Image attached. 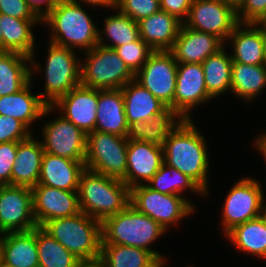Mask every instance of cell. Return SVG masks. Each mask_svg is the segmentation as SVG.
I'll list each match as a JSON object with an SVG mask.
<instances>
[{
  "label": "cell",
  "instance_id": "36",
  "mask_svg": "<svg viewBox=\"0 0 266 267\" xmlns=\"http://www.w3.org/2000/svg\"><path fill=\"white\" fill-rule=\"evenodd\" d=\"M117 12L105 18L104 30H98L99 45L114 49L140 38L138 22L119 10ZM102 34H104L105 38L111 40L110 44L105 42Z\"/></svg>",
  "mask_w": 266,
  "mask_h": 267
},
{
  "label": "cell",
  "instance_id": "15",
  "mask_svg": "<svg viewBox=\"0 0 266 267\" xmlns=\"http://www.w3.org/2000/svg\"><path fill=\"white\" fill-rule=\"evenodd\" d=\"M213 99L207 92L201 63H178L173 109L186 120L191 110ZM207 101V102H206Z\"/></svg>",
  "mask_w": 266,
  "mask_h": 267
},
{
  "label": "cell",
  "instance_id": "5",
  "mask_svg": "<svg viewBox=\"0 0 266 267\" xmlns=\"http://www.w3.org/2000/svg\"><path fill=\"white\" fill-rule=\"evenodd\" d=\"M42 228L83 263H98L101 255L102 222L84 214L47 221Z\"/></svg>",
  "mask_w": 266,
  "mask_h": 267
},
{
  "label": "cell",
  "instance_id": "17",
  "mask_svg": "<svg viewBox=\"0 0 266 267\" xmlns=\"http://www.w3.org/2000/svg\"><path fill=\"white\" fill-rule=\"evenodd\" d=\"M98 89L79 85L60 97L52 107L85 134L95 131Z\"/></svg>",
  "mask_w": 266,
  "mask_h": 267
},
{
  "label": "cell",
  "instance_id": "49",
  "mask_svg": "<svg viewBox=\"0 0 266 267\" xmlns=\"http://www.w3.org/2000/svg\"><path fill=\"white\" fill-rule=\"evenodd\" d=\"M256 24L260 28H266V13L261 17V19Z\"/></svg>",
  "mask_w": 266,
  "mask_h": 267
},
{
  "label": "cell",
  "instance_id": "4",
  "mask_svg": "<svg viewBox=\"0 0 266 267\" xmlns=\"http://www.w3.org/2000/svg\"><path fill=\"white\" fill-rule=\"evenodd\" d=\"M165 232L166 229L158 222L129 204L123 211L102 222V244H119L148 250L161 263H166L167 258L163 254L150 248Z\"/></svg>",
  "mask_w": 266,
  "mask_h": 267
},
{
  "label": "cell",
  "instance_id": "14",
  "mask_svg": "<svg viewBox=\"0 0 266 267\" xmlns=\"http://www.w3.org/2000/svg\"><path fill=\"white\" fill-rule=\"evenodd\" d=\"M44 152L72 159L85 161L87 134L62 115L47 122L42 128Z\"/></svg>",
  "mask_w": 266,
  "mask_h": 267
},
{
  "label": "cell",
  "instance_id": "42",
  "mask_svg": "<svg viewBox=\"0 0 266 267\" xmlns=\"http://www.w3.org/2000/svg\"><path fill=\"white\" fill-rule=\"evenodd\" d=\"M266 13V0H239L236 15L240 23H257Z\"/></svg>",
  "mask_w": 266,
  "mask_h": 267
},
{
  "label": "cell",
  "instance_id": "40",
  "mask_svg": "<svg viewBox=\"0 0 266 267\" xmlns=\"http://www.w3.org/2000/svg\"><path fill=\"white\" fill-rule=\"evenodd\" d=\"M31 132L19 120L0 115V143L20 142L33 134Z\"/></svg>",
  "mask_w": 266,
  "mask_h": 267
},
{
  "label": "cell",
  "instance_id": "11",
  "mask_svg": "<svg viewBox=\"0 0 266 267\" xmlns=\"http://www.w3.org/2000/svg\"><path fill=\"white\" fill-rule=\"evenodd\" d=\"M178 63L169 50L154 51L134 80L166 106L173 108Z\"/></svg>",
  "mask_w": 266,
  "mask_h": 267
},
{
  "label": "cell",
  "instance_id": "7",
  "mask_svg": "<svg viewBox=\"0 0 266 267\" xmlns=\"http://www.w3.org/2000/svg\"><path fill=\"white\" fill-rule=\"evenodd\" d=\"M45 72V91L40 92L41 99L53 105L60 97L81 84V58L75 50L49 42Z\"/></svg>",
  "mask_w": 266,
  "mask_h": 267
},
{
  "label": "cell",
  "instance_id": "22",
  "mask_svg": "<svg viewBox=\"0 0 266 267\" xmlns=\"http://www.w3.org/2000/svg\"><path fill=\"white\" fill-rule=\"evenodd\" d=\"M42 24V20H22L8 15L0 16V26L3 35V51L17 52L30 57L31 78L40 69L39 63L34 61L35 37L32 28L35 24ZM37 70V71H36ZM35 71V72H34Z\"/></svg>",
  "mask_w": 266,
  "mask_h": 267
},
{
  "label": "cell",
  "instance_id": "43",
  "mask_svg": "<svg viewBox=\"0 0 266 267\" xmlns=\"http://www.w3.org/2000/svg\"><path fill=\"white\" fill-rule=\"evenodd\" d=\"M0 13L22 20H41L26 0H0Z\"/></svg>",
  "mask_w": 266,
  "mask_h": 267
},
{
  "label": "cell",
  "instance_id": "39",
  "mask_svg": "<svg viewBox=\"0 0 266 267\" xmlns=\"http://www.w3.org/2000/svg\"><path fill=\"white\" fill-rule=\"evenodd\" d=\"M116 10L138 22L160 10V0H116Z\"/></svg>",
  "mask_w": 266,
  "mask_h": 267
},
{
  "label": "cell",
  "instance_id": "37",
  "mask_svg": "<svg viewBox=\"0 0 266 267\" xmlns=\"http://www.w3.org/2000/svg\"><path fill=\"white\" fill-rule=\"evenodd\" d=\"M146 185L162 194L181 196L182 192L188 189L193 193H198V195L206 196V192L194 180L165 163Z\"/></svg>",
  "mask_w": 266,
  "mask_h": 267
},
{
  "label": "cell",
  "instance_id": "30",
  "mask_svg": "<svg viewBox=\"0 0 266 267\" xmlns=\"http://www.w3.org/2000/svg\"><path fill=\"white\" fill-rule=\"evenodd\" d=\"M30 57L0 51V97L19 92L31 81Z\"/></svg>",
  "mask_w": 266,
  "mask_h": 267
},
{
  "label": "cell",
  "instance_id": "8",
  "mask_svg": "<svg viewBox=\"0 0 266 267\" xmlns=\"http://www.w3.org/2000/svg\"><path fill=\"white\" fill-rule=\"evenodd\" d=\"M128 139L93 131L87 134L85 167L94 172L123 180L127 171Z\"/></svg>",
  "mask_w": 266,
  "mask_h": 267
},
{
  "label": "cell",
  "instance_id": "35",
  "mask_svg": "<svg viewBox=\"0 0 266 267\" xmlns=\"http://www.w3.org/2000/svg\"><path fill=\"white\" fill-rule=\"evenodd\" d=\"M39 267H80L83 262L42 227H36Z\"/></svg>",
  "mask_w": 266,
  "mask_h": 267
},
{
  "label": "cell",
  "instance_id": "41",
  "mask_svg": "<svg viewBox=\"0 0 266 267\" xmlns=\"http://www.w3.org/2000/svg\"><path fill=\"white\" fill-rule=\"evenodd\" d=\"M19 143H0V185H12V168Z\"/></svg>",
  "mask_w": 266,
  "mask_h": 267
},
{
  "label": "cell",
  "instance_id": "26",
  "mask_svg": "<svg viewBox=\"0 0 266 267\" xmlns=\"http://www.w3.org/2000/svg\"><path fill=\"white\" fill-rule=\"evenodd\" d=\"M0 259L15 267H39L36 227L1 234Z\"/></svg>",
  "mask_w": 266,
  "mask_h": 267
},
{
  "label": "cell",
  "instance_id": "10",
  "mask_svg": "<svg viewBox=\"0 0 266 267\" xmlns=\"http://www.w3.org/2000/svg\"><path fill=\"white\" fill-rule=\"evenodd\" d=\"M261 183L244 177L235 182L226 195L222 212L224 235L238 224L260 217L265 200Z\"/></svg>",
  "mask_w": 266,
  "mask_h": 267
},
{
  "label": "cell",
  "instance_id": "16",
  "mask_svg": "<svg viewBox=\"0 0 266 267\" xmlns=\"http://www.w3.org/2000/svg\"><path fill=\"white\" fill-rule=\"evenodd\" d=\"M33 213L37 226L47 221L76 215L81 212L78 191L56 189L45 185L32 188Z\"/></svg>",
  "mask_w": 266,
  "mask_h": 267
},
{
  "label": "cell",
  "instance_id": "27",
  "mask_svg": "<svg viewBox=\"0 0 266 267\" xmlns=\"http://www.w3.org/2000/svg\"><path fill=\"white\" fill-rule=\"evenodd\" d=\"M33 137L31 134L18 144L12 168V185L32 189L38 184L44 148L41 140Z\"/></svg>",
  "mask_w": 266,
  "mask_h": 267
},
{
  "label": "cell",
  "instance_id": "52",
  "mask_svg": "<svg viewBox=\"0 0 266 267\" xmlns=\"http://www.w3.org/2000/svg\"><path fill=\"white\" fill-rule=\"evenodd\" d=\"M80 267H101L99 263H83Z\"/></svg>",
  "mask_w": 266,
  "mask_h": 267
},
{
  "label": "cell",
  "instance_id": "13",
  "mask_svg": "<svg viewBox=\"0 0 266 267\" xmlns=\"http://www.w3.org/2000/svg\"><path fill=\"white\" fill-rule=\"evenodd\" d=\"M35 227L32 189L0 185V234L30 231Z\"/></svg>",
  "mask_w": 266,
  "mask_h": 267
},
{
  "label": "cell",
  "instance_id": "24",
  "mask_svg": "<svg viewBox=\"0 0 266 267\" xmlns=\"http://www.w3.org/2000/svg\"><path fill=\"white\" fill-rule=\"evenodd\" d=\"M129 124L121 89H98L95 130L126 137Z\"/></svg>",
  "mask_w": 266,
  "mask_h": 267
},
{
  "label": "cell",
  "instance_id": "48",
  "mask_svg": "<svg viewBox=\"0 0 266 267\" xmlns=\"http://www.w3.org/2000/svg\"><path fill=\"white\" fill-rule=\"evenodd\" d=\"M266 203L263 200L262 203V207H261V212H260V217L262 218V220L264 221L265 225H266Z\"/></svg>",
  "mask_w": 266,
  "mask_h": 267
},
{
  "label": "cell",
  "instance_id": "2",
  "mask_svg": "<svg viewBox=\"0 0 266 267\" xmlns=\"http://www.w3.org/2000/svg\"><path fill=\"white\" fill-rule=\"evenodd\" d=\"M82 4L58 0L42 19L51 29L49 42L55 45L88 51L98 44V27Z\"/></svg>",
  "mask_w": 266,
  "mask_h": 267
},
{
  "label": "cell",
  "instance_id": "3",
  "mask_svg": "<svg viewBox=\"0 0 266 267\" xmlns=\"http://www.w3.org/2000/svg\"><path fill=\"white\" fill-rule=\"evenodd\" d=\"M80 210L103 222L130 204V188L119 179L85 169L79 180Z\"/></svg>",
  "mask_w": 266,
  "mask_h": 267
},
{
  "label": "cell",
  "instance_id": "50",
  "mask_svg": "<svg viewBox=\"0 0 266 267\" xmlns=\"http://www.w3.org/2000/svg\"><path fill=\"white\" fill-rule=\"evenodd\" d=\"M262 37L264 41V50H265V61H266V28H261Z\"/></svg>",
  "mask_w": 266,
  "mask_h": 267
},
{
  "label": "cell",
  "instance_id": "47",
  "mask_svg": "<svg viewBox=\"0 0 266 267\" xmlns=\"http://www.w3.org/2000/svg\"><path fill=\"white\" fill-rule=\"evenodd\" d=\"M255 139L256 140L253 142L254 147H256V149H258L260 154L263 155L262 157H264V160L266 162V134L263 133L260 136H258V138Z\"/></svg>",
  "mask_w": 266,
  "mask_h": 267
},
{
  "label": "cell",
  "instance_id": "54",
  "mask_svg": "<svg viewBox=\"0 0 266 267\" xmlns=\"http://www.w3.org/2000/svg\"><path fill=\"white\" fill-rule=\"evenodd\" d=\"M0 267H15V266L9 265V264L3 262V261L0 259Z\"/></svg>",
  "mask_w": 266,
  "mask_h": 267
},
{
  "label": "cell",
  "instance_id": "29",
  "mask_svg": "<svg viewBox=\"0 0 266 267\" xmlns=\"http://www.w3.org/2000/svg\"><path fill=\"white\" fill-rule=\"evenodd\" d=\"M128 124L150 120L166 105L135 80L121 88Z\"/></svg>",
  "mask_w": 266,
  "mask_h": 267
},
{
  "label": "cell",
  "instance_id": "21",
  "mask_svg": "<svg viewBox=\"0 0 266 267\" xmlns=\"http://www.w3.org/2000/svg\"><path fill=\"white\" fill-rule=\"evenodd\" d=\"M85 169V161H74L44 152L37 185L78 191L80 176Z\"/></svg>",
  "mask_w": 266,
  "mask_h": 267
},
{
  "label": "cell",
  "instance_id": "33",
  "mask_svg": "<svg viewBox=\"0 0 266 267\" xmlns=\"http://www.w3.org/2000/svg\"><path fill=\"white\" fill-rule=\"evenodd\" d=\"M231 93L250 102L266 87V64L249 65L232 62Z\"/></svg>",
  "mask_w": 266,
  "mask_h": 267
},
{
  "label": "cell",
  "instance_id": "53",
  "mask_svg": "<svg viewBox=\"0 0 266 267\" xmlns=\"http://www.w3.org/2000/svg\"><path fill=\"white\" fill-rule=\"evenodd\" d=\"M1 16V13H0ZM0 51H3V35H2V30L0 26Z\"/></svg>",
  "mask_w": 266,
  "mask_h": 267
},
{
  "label": "cell",
  "instance_id": "6",
  "mask_svg": "<svg viewBox=\"0 0 266 267\" xmlns=\"http://www.w3.org/2000/svg\"><path fill=\"white\" fill-rule=\"evenodd\" d=\"M84 53L81 85L99 90L121 89L134 80V74L113 48L97 44Z\"/></svg>",
  "mask_w": 266,
  "mask_h": 267
},
{
  "label": "cell",
  "instance_id": "44",
  "mask_svg": "<svg viewBox=\"0 0 266 267\" xmlns=\"http://www.w3.org/2000/svg\"><path fill=\"white\" fill-rule=\"evenodd\" d=\"M192 2L193 0H160V10L184 22L188 17Z\"/></svg>",
  "mask_w": 266,
  "mask_h": 267
},
{
  "label": "cell",
  "instance_id": "25",
  "mask_svg": "<svg viewBox=\"0 0 266 267\" xmlns=\"http://www.w3.org/2000/svg\"><path fill=\"white\" fill-rule=\"evenodd\" d=\"M183 22L174 15L159 10L138 21L140 38L154 51L170 50Z\"/></svg>",
  "mask_w": 266,
  "mask_h": 267
},
{
  "label": "cell",
  "instance_id": "12",
  "mask_svg": "<svg viewBox=\"0 0 266 267\" xmlns=\"http://www.w3.org/2000/svg\"><path fill=\"white\" fill-rule=\"evenodd\" d=\"M238 23L236 7L218 0H193L183 22L186 27L215 35L224 43Z\"/></svg>",
  "mask_w": 266,
  "mask_h": 267
},
{
  "label": "cell",
  "instance_id": "1",
  "mask_svg": "<svg viewBox=\"0 0 266 267\" xmlns=\"http://www.w3.org/2000/svg\"><path fill=\"white\" fill-rule=\"evenodd\" d=\"M164 163L194 180L208 195L209 155L206 141L192 119H184L167 136Z\"/></svg>",
  "mask_w": 266,
  "mask_h": 267
},
{
  "label": "cell",
  "instance_id": "31",
  "mask_svg": "<svg viewBox=\"0 0 266 267\" xmlns=\"http://www.w3.org/2000/svg\"><path fill=\"white\" fill-rule=\"evenodd\" d=\"M101 267H163L150 251L119 244H101Z\"/></svg>",
  "mask_w": 266,
  "mask_h": 267
},
{
  "label": "cell",
  "instance_id": "9",
  "mask_svg": "<svg viewBox=\"0 0 266 267\" xmlns=\"http://www.w3.org/2000/svg\"><path fill=\"white\" fill-rule=\"evenodd\" d=\"M130 205L138 212L151 217L164 229L179 224L195 211L193 203L183 195L162 194L146 184L130 189Z\"/></svg>",
  "mask_w": 266,
  "mask_h": 267
},
{
  "label": "cell",
  "instance_id": "46",
  "mask_svg": "<svg viewBox=\"0 0 266 267\" xmlns=\"http://www.w3.org/2000/svg\"><path fill=\"white\" fill-rule=\"evenodd\" d=\"M70 2H73V3H77V4H80V2L82 1V4L83 3H87L89 4L90 6H104V7H110V8H113L115 10L116 8V0H68Z\"/></svg>",
  "mask_w": 266,
  "mask_h": 267
},
{
  "label": "cell",
  "instance_id": "28",
  "mask_svg": "<svg viewBox=\"0 0 266 267\" xmlns=\"http://www.w3.org/2000/svg\"><path fill=\"white\" fill-rule=\"evenodd\" d=\"M184 119L170 106L153 115L148 121L129 124L126 138L162 146L167 136Z\"/></svg>",
  "mask_w": 266,
  "mask_h": 267
},
{
  "label": "cell",
  "instance_id": "19",
  "mask_svg": "<svg viewBox=\"0 0 266 267\" xmlns=\"http://www.w3.org/2000/svg\"><path fill=\"white\" fill-rule=\"evenodd\" d=\"M224 45L215 35L192 30L182 24L178 37L169 51L177 63H202Z\"/></svg>",
  "mask_w": 266,
  "mask_h": 267
},
{
  "label": "cell",
  "instance_id": "32",
  "mask_svg": "<svg viewBox=\"0 0 266 267\" xmlns=\"http://www.w3.org/2000/svg\"><path fill=\"white\" fill-rule=\"evenodd\" d=\"M224 236L236 250L266 259V225L261 217L236 225Z\"/></svg>",
  "mask_w": 266,
  "mask_h": 267
},
{
  "label": "cell",
  "instance_id": "18",
  "mask_svg": "<svg viewBox=\"0 0 266 267\" xmlns=\"http://www.w3.org/2000/svg\"><path fill=\"white\" fill-rule=\"evenodd\" d=\"M164 163L163 147L143 142L128 140L127 171L122 180L130 189L147 184Z\"/></svg>",
  "mask_w": 266,
  "mask_h": 267
},
{
  "label": "cell",
  "instance_id": "38",
  "mask_svg": "<svg viewBox=\"0 0 266 267\" xmlns=\"http://www.w3.org/2000/svg\"><path fill=\"white\" fill-rule=\"evenodd\" d=\"M114 50L134 75L143 67L154 52L141 38L115 47Z\"/></svg>",
  "mask_w": 266,
  "mask_h": 267
},
{
  "label": "cell",
  "instance_id": "20",
  "mask_svg": "<svg viewBox=\"0 0 266 267\" xmlns=\"http://www.w3.org/2000/svg\"><path fill=\"white\" fill-rule=\"evenodd\" d=\"M31 81L19 92L0 97V115L12 117L22 122L30 131V126L34 121L50 112L56 111V108L48 106L40 97V94L33 95L31 90Z\"/></svg>",
  "mask_w": 266,
  "mask_h": 267
},
{
  "label": "cell",
  "instance_id": "45",
  "mask_svg": "<svg viewBox=\"0 0 266 267\" xmlns=\"http://www.w3.org/2000/svg\"><path fill=\"white\" fill-rule=\"evenodd\" d=\"M57 1L58 0H26L28 6L41 20L56 6ZM44 5L45 8L42 7Z\"/></svg>",
  "mask_w": 266,
  "mask_h": 267
},
{
  "label": "cell",
  "instance_id": "34",
  "mask_svg": "<svg viewBox=\"0 0 266 267\" xmlns=\"http://www.w3.org/2000/svg\"><path fill=\"white\" fill-rule=\"evenodd\" d=\"M232 62L223 47L201 63L207 92L212 98L231 91Z\"/></svg>",
  "mask_w": 266,
  "mask_h": 267
},
{
  "label": "cell",
  "instance_id": "23",
  "mask_svg": "<svg viewBox=\"0 0 266 267\" xmlns=\"http://www.w3.org/2000/svg\"><path fill=\"white\" fill-rule=\"evenodd\" d=\"M233 46L232 61L249 65H263L264 41L261 28L256 23H238L228 37Z\"/></svg>",
  "mask_w": 266,
  "mask_h": 267
},
{
  "label": "cell",
  "instance_id": "51",
  "mask_svg": "<svg viewBox=\"0 0 266 267\" xmlns=\"http://www.w3.org/2000/svg\"><path fill=\"white\" fill-rule=\"evenodd\" d=\"M218 1H223V2L229 3L234 7H237L238 3H239V0H218Z\"/></svg>",
  "mask_w": 266,
  "mask_h": 267
}]
</instances>
